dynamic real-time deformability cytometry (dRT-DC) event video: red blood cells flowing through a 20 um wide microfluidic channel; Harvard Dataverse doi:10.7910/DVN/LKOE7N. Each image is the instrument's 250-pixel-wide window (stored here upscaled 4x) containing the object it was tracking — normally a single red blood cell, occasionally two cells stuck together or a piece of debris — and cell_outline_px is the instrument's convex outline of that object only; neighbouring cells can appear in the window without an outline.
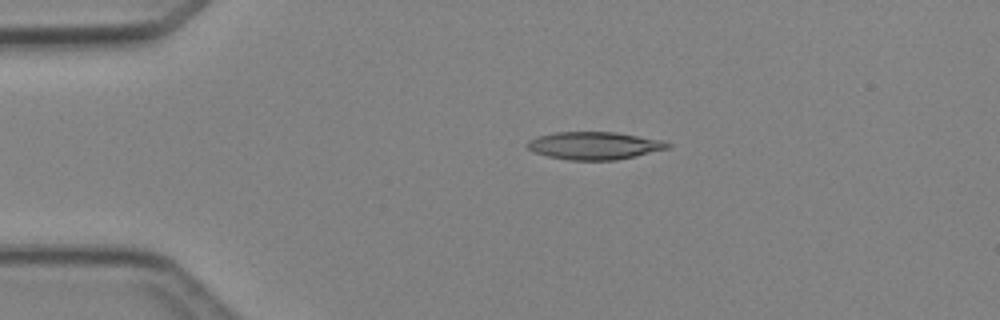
{"species": "Egyptian fruit bat (a non-hibernating species)", "species_latin": "Rousettus aegyptiacus", "temperature_condition": "cold", "stored_images_in_passage": 2, "camera_frame_rate_fps": 3000, "um_per_image_px": 0.085, "animal": {"sex": "female"}, "frame": {"image": 1, "passage_image": 1, "time_ms": 0.0, "image_size_px": [1000, 320], "cell_outline_px": [[672, 144], [668, 148], [636, 156], [616, 160], [568, 160], [548, 156], [536, 152], [528, 148], [524, 144], [528, 140], [540, 136], [556, 132], [616, 132], [664, 140]], "centroid_in_image_um": [50.54, 12.37], "position_along_channel_um": 34.5, "area_um2": 22.6}}